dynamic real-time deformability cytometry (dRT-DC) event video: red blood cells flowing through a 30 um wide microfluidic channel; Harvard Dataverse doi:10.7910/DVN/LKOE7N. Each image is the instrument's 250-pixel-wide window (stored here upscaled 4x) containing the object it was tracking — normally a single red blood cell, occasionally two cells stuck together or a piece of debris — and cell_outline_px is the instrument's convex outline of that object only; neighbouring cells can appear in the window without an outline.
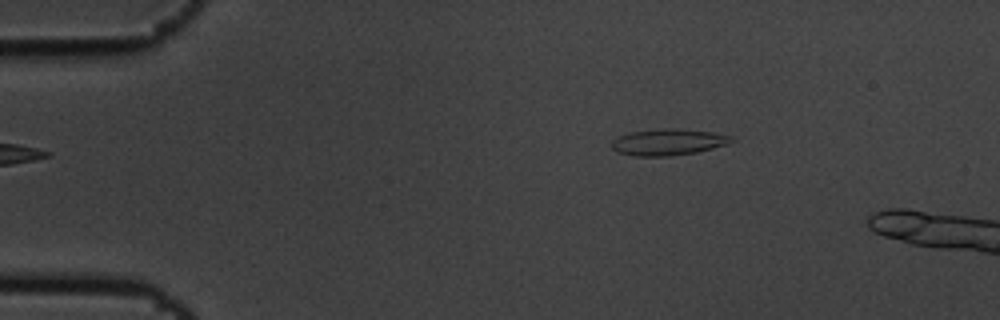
{"species": "common noctule bat (a hibernating species)", "species_latin": "Nyctalus noctula", "temperature_condition": "cold", "stored_images_in_passage": 2, "camera_frame_rate_fps": 3000, "um_per_image_px": 0.085, "animal": {"sex": "male", "body_mass_g": 19.5, "forearm_length_mm": 54.6}, "frame": {"image": 1, "passage_image": 2, "time_ms": 0.333, "image_size_px": [1000, 320], "cell_outline_px": [[736, 140], [712, 148], [696, 152], [672, 156], [636, 156], [616, 152], [612, 148], [612, 140], [620, 136], [632, 132], [672, 128], [712, 132], [732, 136]], "centroid_in_image_um": [56.79, 12.09], "position_along_channel_um": 28.2, "area_um2": 18.09}}